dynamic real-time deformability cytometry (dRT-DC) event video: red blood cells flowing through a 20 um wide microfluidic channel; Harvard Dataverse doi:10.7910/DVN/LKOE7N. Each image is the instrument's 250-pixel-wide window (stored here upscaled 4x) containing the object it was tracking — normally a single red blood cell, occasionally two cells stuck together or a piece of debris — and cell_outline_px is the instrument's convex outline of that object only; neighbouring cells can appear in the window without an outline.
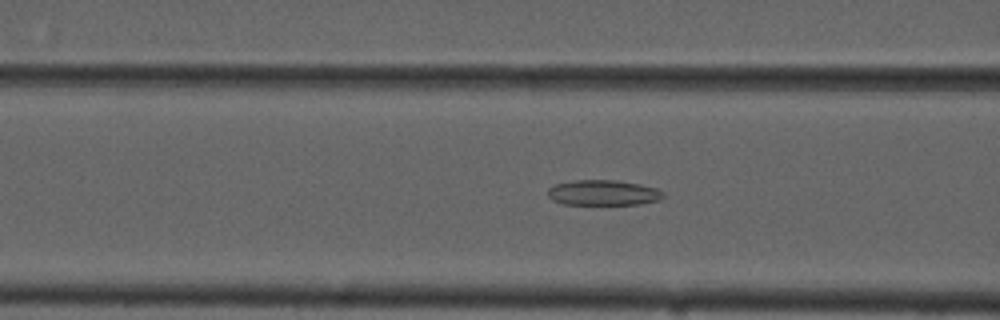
{"species": "common noctule bat (a hibernating species)", "species_latin": "Nyctalus noctula", "temperature_condition": "cold", "stored_images_in_passage": 49, "camera_frame_rate_fps": 3000, "um_per_image_px": 0.085, "animal": {"sex": "male", "forearm_length_mm": 52.5}, "frame": {"image": 1, "passage_image": 16, "time_ms": 5.0, "image_size_px": [1000, 320], "cell_outline_px": [[664, 196], [660, 200], [640, 204], [564, 204], [552, 200], [548, 196], [548, 188], [556, 184], [572, 180], [616, 180], [640, 184], [656, 188], [664, 192]], "centroid_in_image_um": [51.28, 16.38], "position_along_channel_um": 115.3, "area_um2": 17.11}}
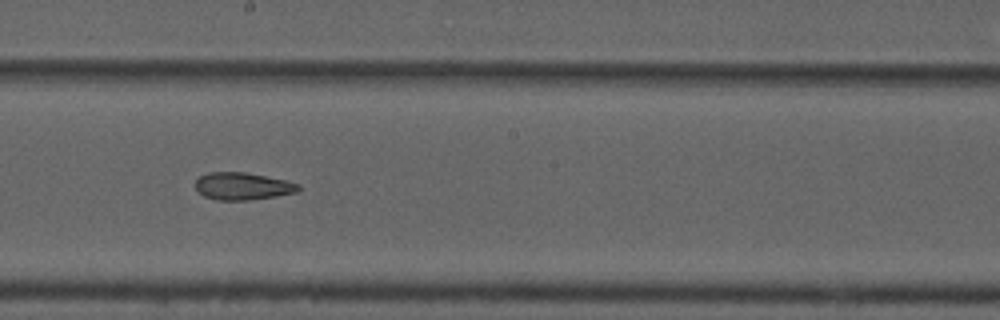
{"frame": {"image": 2, "passage_image": 25, "time_ms": 8.0, "image_size_px": [1000, 320], "cell_outline_px": [[300, 192], [276, 196], [248, 200], [216, 200], [204, 196], [196, 188], [196, 180], [200, 176], [208, 172], [244, 172], [284, 180], [300, 184]], "centroid_in_image_um": [20.64, 15.83], "position_along_channel_um": 227.6, "area_um2": 16.36}}
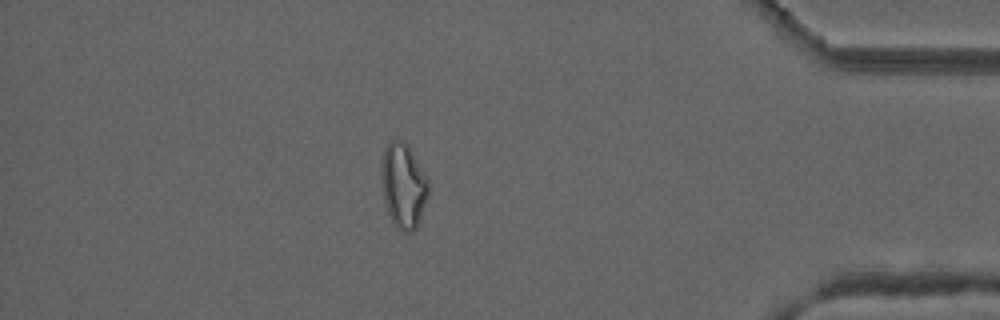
{"frame": {"image": 3, "passage_image": 42, "time_ms": 13.667, "image_size_px": [1000, 320], "cell_outline_px": [[428, 196], [416, 228], [412, 232], [404, 232], [396, 228], [388, 212], [384, 200], [380, 176], [380, 160], [384, 148], [396, 136], [404, 140], [408, 144], [428, 180]], "centroid_in_image_um": [34.25, 15.72], "position_along_channel_um": 400.9, "area_um2": 23.58}, "authors_computed_cell_mechanics": {"area_um2": 19.4786, "velocity_mm_per_s": 3.7377, "shape_relaxation_time_tau1_ms": null, "shape_relaxation_time_tau2_ms": 4.0649, "deformation_change_tau1": null, "deformation_change_tau2": 0.1139}}